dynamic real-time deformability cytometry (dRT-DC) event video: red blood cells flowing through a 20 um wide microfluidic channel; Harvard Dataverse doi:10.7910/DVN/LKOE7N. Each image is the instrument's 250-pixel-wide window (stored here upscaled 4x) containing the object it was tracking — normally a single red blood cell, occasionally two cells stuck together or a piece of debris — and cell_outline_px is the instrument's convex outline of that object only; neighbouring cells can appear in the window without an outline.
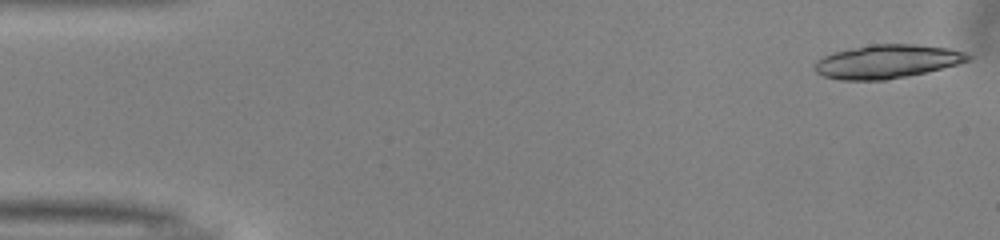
{"species": "common noctule bat (a hibernating species)", "species_latin": "Nyctalus noctula", "temperature_condition": "warm", "stored_images_in_passage": 21, "camera_frame_rate_fps": 3000, "um_per_image_px": 0.085, "animal": {"sex": "male", "body_mass_g": 13.0, "forearm_length_mm": 53.1}, "frame": {"image": 1, "passage_image": 1, "time_ms": 0.0, "image_size_px": [1000, 240], "cell_outline_px": [[972, 56], [968, 60], [956, 64], [908, 76], [884, 80], [840, 80], [824, 76], [816, 72], [816, 60], [832, 52], [872, 44], [916, 44], [948, 48], [964, 52]], "centroid_in_image_um": [75.37, 5.22], "position_along_channel_um": 9.6, "area_um2": 29.71}}
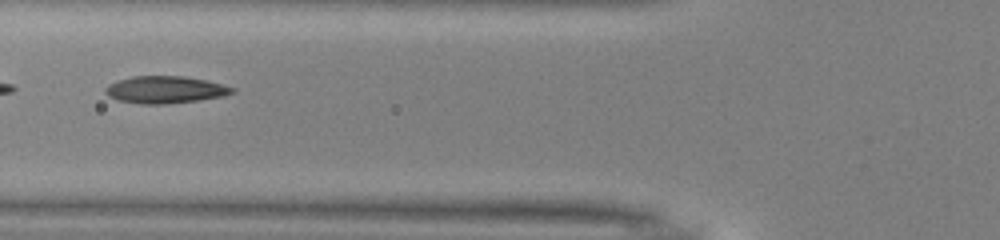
{"frame": {"image": 2, "passage_image": 19, "time_ms": 6.0, "image_size_px": [1000, 240], "cell_outline_px": [[236, 92], [224, 96], [196, 100], [164, 104], [144, 104], [116, 100], [108, 96], [104, 92], [104, 88], [108, 84], [132, 76], [184, 76], [208, 80], [236, 88]], "centroid_in_image_um": [14.05, 7.62], "position_along_channel_um": 111.8, "area_um2": 20.17}}